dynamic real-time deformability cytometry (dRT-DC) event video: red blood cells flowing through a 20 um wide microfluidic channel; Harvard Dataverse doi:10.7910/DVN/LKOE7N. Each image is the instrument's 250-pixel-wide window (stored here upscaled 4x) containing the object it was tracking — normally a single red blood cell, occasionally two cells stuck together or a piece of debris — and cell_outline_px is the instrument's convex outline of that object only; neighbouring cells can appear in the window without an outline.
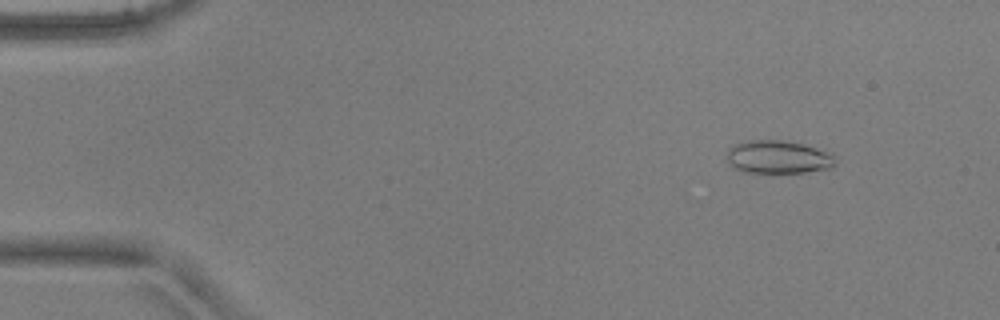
{"species": "common noctule bat (a hibernating species)", "species_latin": "Nyctalus noctula", "temperature_condition": "warm", "stored_images_in_passage": 48, "camera_frame_rate_fps": 3000, "um_per_image_px": 0.085, "animal": {"sex": "male", "body_mass_g": 17.9, "forearm_length_mm": 54.2}, "frame": {"image": 1, "passage_image": 2, "time_ms": 0.333, "image_size_px": [1000, 320], "cell_outline_px": [[836, 164], [832, 168], [804, 172], [772, 176], [744, 172], [728, 164], [728, 148], [732, 144], [744, 140], [784, 140], [804, 144], [832, 152], [836, 156]], "centroid_in_image_um": [66.16, 13.38], "position_along_channel_um": 18.8, "area_um2": 22.14}}
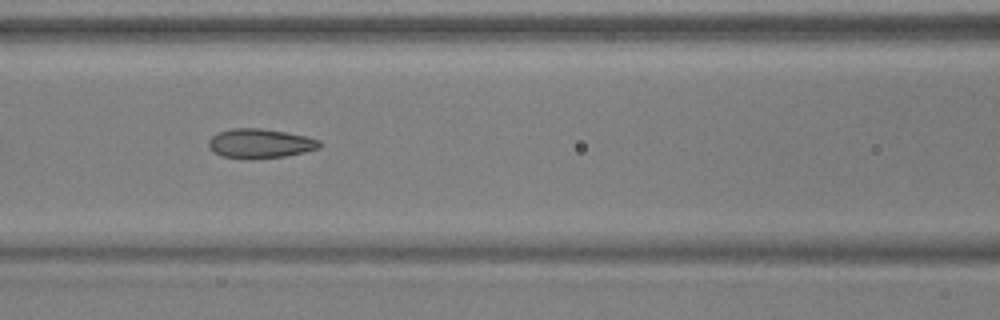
{"frame": {"image": 2, "passage_image": 19, "time_ms": 6.0, "image_size_px": [1000, 320], "cell_outline_px": [[320, 148], [304, 152], [284, 156], [220, 156], [208, 144], [208, 140], [216, 132], [232, 128], [260, 128], [308, 136], [320, 140]], "centroid_in_image_um": [22.14, 12.14], "position_along_channel_um": 144.5, "area_um2": 18.21}}
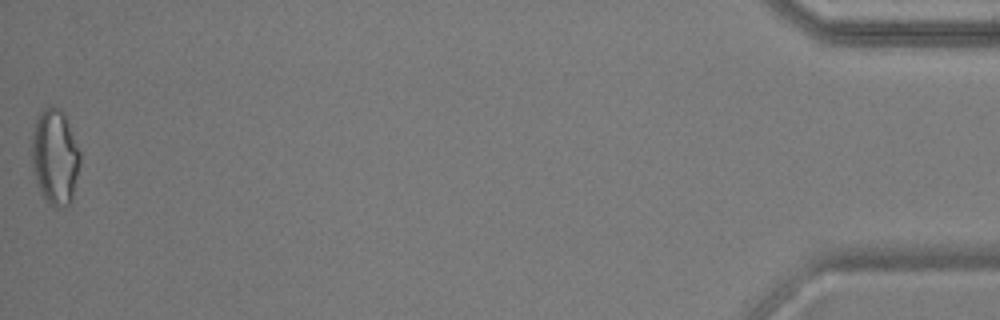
{"frame": {"image": 3, "passage_image": 48, "time_ms": 15.667, "image_size_px": [1000, 320], "cell_outline_px": [[80, 164], [72, 200], [64, 208], [56, 208], [48, 204], [36, 180], [32, 168], [32, 132], [36, 116], [44, 108], [52, 104], [60, 108], [64, 112], [80, 152]], "centroid_in_image_um": [4.67, 13.31], "position_along_channel_um": 430.5, "area_um2": 27.17}, "authors_computed_cell_mechanics": {"area_um2": 20.2011, "velocity_mm_per_s": 3.9013, "shape_relaxation_time_tau1_ms": 8.6935, "shape_relaxation_time_tau2_ms": 1.4135, "deformation_change_tau1": 0.2108, "deformation_change_tau2": 0.0781}}